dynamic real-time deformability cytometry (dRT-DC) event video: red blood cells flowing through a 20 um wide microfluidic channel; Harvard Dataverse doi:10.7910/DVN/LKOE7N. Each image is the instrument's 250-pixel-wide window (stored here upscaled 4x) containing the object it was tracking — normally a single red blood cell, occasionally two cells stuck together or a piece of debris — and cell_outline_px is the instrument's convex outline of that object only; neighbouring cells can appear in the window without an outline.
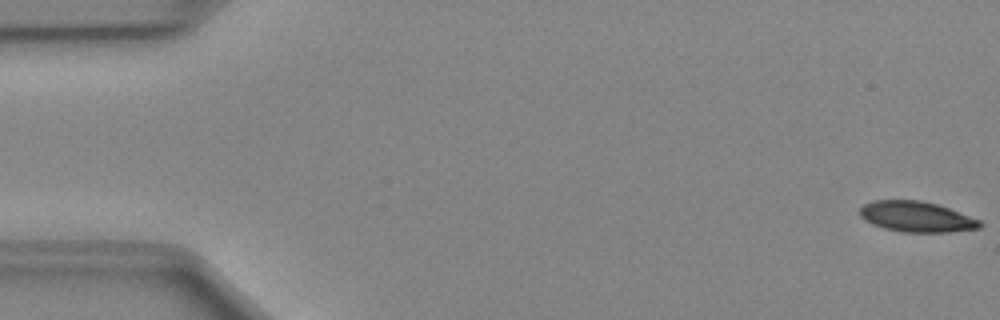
{"species": "Egyptian fruit bat (a non-hibernating species)", "species_latin": "Rousettus aegyptiacus", "temperature_condition": "cold", "stored_images_in_passage": 13, "camera_frame_rate_fps": 3000, "um_per_image_px": 0.085, "animal": {"sex": "female"}, "frame": {"image": 1, "passage_image": 1, "time_ms": 0.0, "image_size_px": [1000, 320], "cell_outline_px": [[984, 224], [980, 228], [948, 232], [904, 232], [884, 228], [872, 224], [864, 220], [860, 216], [860, 208], [864, 204], [872, 200], [920, 200], [936, 204], [948, 208], [980, 220]], "centroid_in_image_um": [77.88, 18.42], "position_along_channel_um": 7.1, "area_um2": 21.33}}